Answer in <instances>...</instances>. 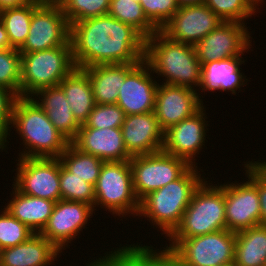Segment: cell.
<instances>
[{
    "label": "cell",
    "instance_id": "1",
    "mask_svg": "<svg viewBox=\"0 0 266 266\" xmlns=\"http://www.w3.org/2000/svg\"><path fill=\"white\" fill-rule=\"evenodd\" d=\"M76 68L117 63H139L145 58V38L132 26L109 14L70 25Z\"/></svg>",
    "mask_w": 266,
    "mask_h": 266
},
{
    "label": "cell",
    "instance_id": "2",
    "mask_svg": "<svg viewBox=\"0 0 266 266\" xmlns=\"http://www.w3.org/2000/svg\"><path fill=\"white\" fill-rule=\"evenodd\" d=\"M12 127L23 141L24 148L18 154L19 158H59L70 144L32 97L16 98L10 131L0 142V152L8 147L10 141L7 138Z\"/></svg>",
    "mask_w": 266,
    "mask_h": 266
},
{
    "label": "cell",
    "instance_id": "3",
    "mask_svg": "<svg viewBox=\"0 0 266 266\" xmlns=\"http://www.w3.org/2000/svg\"><path fill=\"white\" fill-rule=\"evenodd\" d=\"M152 73L163 83L197 90L201 83V64L195 46L169 39L160 30L145 39V58Z\"/></svg>",
    "mask_w": 266,
    "mask_h": 266
},
{
    "label": "cell",
    "instance_id": "4",
    "mask_svg": "<svg viewBox=\"0 0 266 266\" xmlns=\"http://www.w3.org/2000/svg\"><path fill=\"white\" fill-rule=\"evenodd\" d=\"M197 167L191 166L179 179L150 192L140 201L138 216L149 218L151 226L158 227L166 239L179 226L194 191L205 178Z\"/></svg>",
    "mask_w": 266,
    "mask_h": 266
},
{
    "label": "cell",
    "instance_id": "5",
    "mask_svg": "<svg viewBox=\"0 0 266 266\" xmlns=\"http://www.w3.org/2000/svg\"><path fill=\"white\" fill-rule=\"evenodd\" d=\"M152 254L168 266H222L234 262L236 233L223 229L191 238H167ZM166 247V248H165Z\"/></svg>",
    "mask_w": 266,
    "mask_h": 266
},
{
    "label": "cell",
    "instance_id": "6",
    "mask_svg": "<svg viewBox=\"0 0 266 266\" xmlns=\"http://www.w3.org/2000/svg\"><path fill=\"white\" fill-rule=\"evenodd\" d=\"M206 180L208 177L194 191L179 226L168 238H191L226 229L224 186Z\"/></svg>",
    "mask_w": 266,
    "mask_h": 266
},
{
    "label": "cell",
    "instance_id": "7",
    "mask_svg": "<svg viewBox=\"0 0 266 266\" xmlns=\"http://www.w3.org/2000/svg\"><path fill=\"white\" fill-rule=\"evenodd\" d=\"M72 44L32 53H21L20 96L31 97L38 90L58 86L74 69Z\"/></svg>",
    "mask_w": 266,
    "mask_h": 266
},
{
    "label": "cell",
    "instance_id": "8",
    "mask_svg": "<svg viewBox=\"0 0 266 266\" xmlns=\"http://www.w3.org/2000/svg\"><path fill=\"white\" fill-rule=\"evenodd\" d=\"M94 194L95 212L97 206L106 212L108 210L114 217L138 216L140 201L134 191L129 161L104 162L94 186Z\"/></svg>",
    "mask_w": 266,
    "mask_h": 266
},
{
    "label": "cell",
    "instance_id": "9",
    "mask_svg": "<svg viewBox=\"0 0 266 266\" xmlns=\"http://www.w3.org/2000/svg\"><path fill=\"white\" fill-rule=\"evenodd\" d=\"M246 163V164H245ZM248 179L238 183H223L226 229L234 233L260 225V199L257 191V163L244 162Z\"/></svg>",
    "mask_w": 266,
    "mask_h": 266
},
{
    "label": "cell",
    "instance_id": "10",
    "mask_svg": "<svg viewBox=\"0 0 266 266\" xmlns=\"http://www.w3.org/2000/svg\"><path fill=\"white\" fill-rule=\"evenodd\" d=\"M129 163L134 191L139 201L150 192L179 179L191 167L186 160L163 150L132 156Z\"/></svg>",
    "mask_w": 266,
    "mask_h": 266
},
{
    "label": "cell",
    "instance_id": "11",
    "mask_svg": "<svg viewBox=\"0 0 266 266\" xmlns=\"http://www.w3.org/2000/svg\"><path fill=\"white\" fill-rule=\"evenodd\" d=\"M70 25L56 0H44L32 13L30 29L20 53H32L65 45Z\"/></svg>",
    "mask_w": 266,
    "mask_h": 266
},
{
    "label": "cell",
    "instance_id": "12",
    "mask_svg": "<svg viewBox=\"0 0 266 266\" xmlns=\"http://www.w3.org/2000/svg\"><path fill=\"white\" fill-rule=\"evenodd\" d=\"M12 186L19 192L57 202L61 200L59 158H18Z\"/></svg>",
    "mask_w": 266,
    "mask_h": 266
},
{
    "label": "cell",
    "instance_id": "13",
    "mask_svg": "<svg viewBox=\"0 0 266 266\" xmlns=\"http://www.w3.org/2000/svg\"><path fill=\"white\" fill-rule=\"evenodd\" d=\"M93 213L95 215L94 208L88 203L61 199L55 203L52 214L40 234L63 252L62 250L68 248L75 237L81 234L80 231L86 228Z\"/></svg>",
    "mask_w": 266,
    "mask_h": 266
},
{
    "label": "cell",
    "instance_id": "14",
    "mask_svg": "<svg viewBox=\"0 0 266 266\" xmlns=\"http://www.w3.org/2000/svg\"><path fill=\"white\" fill-rule=\"evenodd\" d=\"M250 34L245 24L222 22L195 45L200 64L243 56L253 48Z\"/></svg>",
    "mask_w": 266,
    "mask_h": 266
},
{
    "label": "cell",
    "instance_id": "15",
    "mask_svg": "<svg viewBox=\"0 0 266 266\" xmlns=\"http://www.w3.org/2000/svg\"><path fill=\"white\" fill-rule=\"evenodd\" d=\"M222 22L206 4L183 6L160 31L173 41L195 46Z\"/></svg>",
    "mask_w": 266,
    "mask_h": 266
},
{
    "label": "cell",
    "instance_id": "16",
    "mask_svg": "<svg viewBox=\"0 0 266 266\" xmlns=\"http://www.w3.org/2000/svg\"><path fill=\"white\" fill-rule=\"evenodd\" d=\"M205 105L194 115L170 126L164 131L162 150L186 160L191 166H197L196 156L204 149L209 126L206 121ZM207 127V128H206ZM207 129V130H206Z\"/></svg>",
    "mask_w": 266,
    "mask_h": 266
},
{
    "label": "cell",
    "instance_id": "17",
    "mask_svg": "<svg viewBox=\"0 0 266 266\" xmlns=\"http://www.w3.org/2000/svg\"><path fill=\"white\" fill-rule=\"evenodd\" d=\"M152 74L148 63L142 60L126 75L116 103L125 116L154 112L159 82Z\"/></svg>",
    "mask_w": 266,
    "mask_h": 266
},
{
    "label": "cell",
    "instance_id": "18",
    "mask_svg": "<svg viewBox=\"0 0 266 266\" xmlns=\"http://www.w3.org/2000/svg\"><path fill=\"white\" fill-rule=\"evenodd\" d=\"M200 95L192 88L161 82L154 110L160 127L165 131L198 112L204 106Z\"/></svg>",
    "mask_w": 266,
    "mask_h": 266
},
{
    "label": "cell",
    "instance_id": "19",
    "mask_svg": "<svg viewBox=\"0 0 266 266\" xmlns=\"http://www.w3.org/2000/svg\"><path fill=\"white\" fill-rule=\"evenodd\" d=\"M121 131L126 150L131 156L152 154L163 148L164 130L155 112L125 116Z\"/></svg>",
    "mask_w": 266,
    "mask_h": 266
},
{
    "label": "cell",
    "instance_id": "20",
    "mask_svg": "<svg viewBox=\"0 0 266 266\" xmlns=\"http://www.w3.org/2000/svg\"><path fill=\"white\" fill-rule=\"evenodd\" d=\"M81 152L108 161H129L121 128L80 127L76 137L70 142Z\"/></svg>",
    "mask_w": 266,
    "mask_h": 266
},
{
    "label": "cell",
    "instance_id": "21",
    "mask_svg": "<svg viewBox=\"0 0 266 266\" xmlns=\"http://www.w3.org/2000/svg\"><path fill=\"white\" fill-rule=\"evenodd\" d=\"M245 61L242 56H234L201 65V83L197 89L198 94L199 91L205 94L206 91L221 90L236 95V91H241V86L244 87L249 81L241 72L240 66L245 65Z\"/></svg>",
    "mask_w": 266,
    "mask_h": 266
},
{
    "label": "cell",
    "instance_id": "22",
    "mask_svg": "<svg viewBox=\"0 0 266 266\" xmlns=\"http://www.w3.org/2000/svg\"><path fill=\"white\" fill-rule=\"evenodd\" d=\"M60 252L41 234H33L27 241L0 250V266H50Z\"/></svg>",
    "mask_w": 266,
    "mask_h": 266
},
{
    "label": "cell",
    "instance_id": "23",
    "mask_svg": "<svg viewBox=\"0 0 266 266\" xmlns=\"http://www.w3.org/2000/svg\"><path fill=\"white\" fill-rule=\"evenodd\" d=\"M31 97L46 113L54 127L71 142L81 125L74 118L63 89L59 85L46 87Z\"/></svg>",
    "mask_w": 266,
    "mask_h": 266
},
{
    "label": "cell",
    "instance_id": "24",
    "mask_svg": "<svg viewBox=\"0 0 266 266\" xmlns=\"http://www.w3.org/2000/svg\"><path fill=\"white\" fill-rule=\"evenodd\" d=\"M138 63H117L90 66L83 70L87 73L92 86L96 104H116L119 88L126 75Z\"/></svg>",
    "mask_w": 266,
    "mask_h": 266
},
{
    "label": "cell",
    "instance_id": "25",
    "mask_svg": "<svg viewBox=\"0 0 266 266\" xmlns=\"http://www.w3.org/2000/svg\"><path fill=\"white\" fill-rule=\"evenodd\" d=\"M12 187L11 200L5 204L7 206H4V209L25 224L34 234H40L56 202L22 194L14 186Z\"/></svg>",
    "mask_w": 266,
    "mask_h": 266
},
{
    "label": "cell",
    "instance_id": "26",
    "mask_svg": "<svg viewBox=\"0 0 266 266\" xmlns=\"http://www.w3.org/2000/svg\"><path fill=\"white\" fill-rule=\"evenodd\" d=\"M59 86L66 95L74 118L80 125L84 124L96 105L87 73L83 69L75 68Z\"/></svg>",
    "mask_w": 266,
    "mask_h": 266
},
{
    "label": "cell",
    "instance_id": "27",
    "mask_svg": "<svg viewBox=\"0 0 266 266\" xmlns=\"http://www.w3.org/2000/svg\"><path fill=\"white\" fill-rule=\"evenodd\" d=\"M234 264L266 266V226L258 225L236 233Z\"/></svg>",
    "mask_w": 266,
    "mask_h": 266
},
{
    "label": "cell",
    "instance_id": "28",
    "mask_svg": "<svg viewBox=\"0 0 266 266\" xmlns=\"http://www.w3.org/2000/svg\"><path fill=\"white\" fill-rule=\"evenodd\" d=\"M43 1L31 0L23 6L0 12V19L10 41V48L19 49L24 44L30 29L32 13Z\"/></svg>",
    "mask_w": 266,
    "mask_h": 266
},
{
    "label": "cell",
    "instance_id": "29",
    "mask_svg": "<svg viewBox=\"0 0 266 266\" xmlns=\"http://www.w3.org/2000/svg\"><path fill=\"white\" fill-rule=\"evenodd\" d=\"M59 159L61 164L73 174V176H78L93 186H95L102 165L105 162L96 156L81 152L71 143L59 156Z\"/></svg>",
    "mask_w": 266,
    "mask_h": 266
},
{
    "label": "cell",
    "instance_id": "30",
    "mask_svg": "<svg viewBox=\"0 0 266 266\" xmlns=\"http://www.w3.org/2000/svg\"><path fill=\"white\" fill-rule=\"evenodd\" d=\"M108 14L132 26L145 39L158 31L147 19L140 2L133 0H111Z\"/></svg>",
    "mask_w": 266,
    "mask_h": 266
},
{
    "label": "cell",
    "instance_id": "31",
    "mask_svg": "<svg viewBox=\"0 0 266 266\" xmlns=\"http://www.w3.org/2000/svg\"><path fill=\"white\" fill-rule=\"evenodd\" d=\"M137 242V245L134 243L128 244L127 246H122L120 244L119 248L117 247L114 251H106L104 253V256H100L99 258H96V260L93 258L86 263V266H137L138 263L148 254L152 253L153 249L156 248L152 245L148 246L139 244ZM141 245V246H140ZM122 246V247H121ZM109 253V254H108ZM106 254V255H105ZM93 260V261H92ZM84 265V266H85ZM68 266V265H67ZM72 266V265H70Z\"/></svg>",
    "mask_w": 266,
    "mask_h": 266
},
{
    "label": "cell",
    "instance_id": "32",
    "mask_svg": "<svg viewBox=\"0 0 266 266\" xmlns=\"http://www.w3.org/2000/svg\"><path fill=\"white\" fill-rule=\"evenodd\" d=\"M62 7L66 19L74 22L108 14L111 0H56Z\"/></svg>",
    "mask_w": 266,
    "mask_h": 266
},
{
    "label": "cell",
    "instance_id": "33",
    "mask_svg": "<svg viewBox=\"0 0 266 266\" xmlns=\"http://www.w3.org/2000/svg\"><path fill=\"white\" fill-rule=\"evenodd\" d=\"M224 22H239L256 15L258 8L250 0H207L205 3Z\"/></svg>",
    "mask_w": 266,
    "mask_h": 266
},
{
    "label": "cell",
    "instance_id": "34",
    "mask_svg": "<svg viewBox=\"0 0 266 266\" xmlns=\"http://www.w3.org/2000/svg\"><path fill=\"white\" fill-rule=\"evenodd\" d=\"M60 192L61 199L80 201L95 205L94 186L78 176H73L60 161Z\"/></svg>",
    "mask_w": 266,
    "mask_h": 266
},
{
    "label": "cell",
    "instance_id": "35",
    "mask_svg": "<svg viewBox=\"0 0 266 266\" xmlns=\"http://www.w3.org/2000/svg\"><path fill=\"white\" fill-rule=\"evenodd\" d=\"M21 53L15 48L0 50V86L20 96Z\"/></svg>",
    "mask_w": 266,
    "mask_h": 266
},
{
    "label": "cell",
    "instance_id": "36",
    "mask_svg": "<svg viewBox=\"0 0 266 266\" xmlns=\"http://www.w3.org/2000/svg\"><path fill=\"white\" fill-rule=\"evenodd\" d=\"M0 212V250L21 244L34 234L4 208Z\"/></svg>",
    "mask_w": 266,
    "mask_h": 266
},
{
    "label": "cell",
    "instance_id": "37",
    "mask_svg": "<svg viewBox=\"0 0 266 266\" xmlns=\"http://www.w3.org/2000/svg\"><path fill=\"white\" fill-rule=\"evenodd\" d=\"M125 113L117 104H96L88 120L80 127L121 128Z\"/></svg>",
    "mask_w": 266,
    "mask_h": 266
},
{
    "label": "cell",
    "instance_id": "38",
    "mask_svg": "<svg viewBox=\"0 0 266 266\" xmlns=\"http://www.w3.org/2000/svg\"><path fill=\"white\" fill-rule=\"evenodd\" d=\"M147 19L160 30L179 9L176 0H140Z\"/></svg>",
    "mask_w": 266,
    "mask_h": 266
},
{
    "label": "cell",
    "instance_id": "39",
    "mask_svg": "<svg viewBox=\"0 0 266 266\" xmlns=\"http://www.w3.org/2000/svg\"><path fill=\"white\" fill-rule=\"evenodd\" d=\"M17 97L11 90L0 86V142L10 131L13 106Z\"/></svg>",
    "mask_w": 266,
    "mask_h": 266
},
{
    "label": "cell",
    "instance_id": "40",
    "mask_svg": "<svg viewBox=\"0 0 266 266\" xmlns=\"http://www.w3.org/2000/svg\"><path fill=\"white\" fill-rule=\"evenodd\" d=\"M257 191L260 199V225L266 226V172L257 164Z\"/></svg>",
    "mask_w": 266,
    "mask_h": 266
},
{
    "label": "cell",
    "instance_id": "41",
    "mask_svg": "<svg viewBox=\"0 0 266 266\" xmlns=\"http://www.w3.org/2000/svg\"><path fill=\"white\" fill-rule=\"evenodd\" d=\"M137 266H168L163 260L156 258L152 253H148Z\"/></svg>",
    "mask_w": 266,
    "mask_h": 266
},
{
    "label": "cell",
    "instance_id": "42",
    "mask_svg": "<svg viewBox=\"0 0 266 266\" xmlns=\"http://www.w3.org/2000/svg\"><path fill=\"white\" fill-rule=\"evenodd\" d=\"M31 0H0V12L6 9L23 6Z\"/></svg>",
    "mask_w": 266,
    "mask_h": 266
},
{
    "label": "cell",
    "instance_id": "43",
    "mask_svg": "<svg viewBox=\"0 0 266 266\" xmlns=\"http://www.w3.org/2000/svg\"><path fill=\"white\" fill-rule=\"evenodd\" d=\"M10 47V41L8 38V34L5 30L4 24L0 19V50L6 49Z\"/></svg>",
    "mask_w": 266,
    "mask_h": 266
},
{
    "label": "cell",
    "instance_id": "44",
    "mask_svg": "<svg viewBox=\"0 0 266 266\" xmlns=\"http://www.w3.org/2000/svg\"><path fill=\"white\" fill-rule=\"evenodd\" d=\"M179 7L192 6V5H202L205 4L207 0H176Z\"/></svg>",
    "mask_w": 266,
    "mask_h": 266
},
{
    "label": "cell",
    "instance_id": "45",
    "mask_svg": "<svg viewBox=\"0 0 266 266\" xmlns=\"http://www.w3.org/2000/svg\"><path fill=\"white\" fill-rule=\"evenodd\" d=\"M255 162L266 172V161L265 160L261 161V159L260 160L258 159Z\"/></svg>",
    "mask_w": 266,
    "mask_h": 266
},
{
    "label": "cell",
    "instance_id": "46",
    "mask_svg": "<svg viewBox=\"0 0 266 266\" xmlns=\"http://www.w3.org/2000/svg\"><path fill=\"white\" fill-rule=\"evenodd\" d=\"M257 8L258 10L260 9L259 8V0H250Z\"/></svg>",
    "mask_w": 266,
    "mask_h": 266
},
{
    "label": "cell",
    "instance_id": "47",
    "mask_svg": "<svg viewBox=\"0 0 266 266\" xmlns=\"http://www.w3.org/2000/svg\"><path fill=\"white\" fill-rule=\"evenodd\" d=\"M222 266H236V265L234 264V262H232V263H229V264H226V265H222Z\"/></svg>",
    "mask_w": 266,
    "mask_h": 266
},
{
    "label": "cell",
    "instance_id": "48",
    "mask_svg": "<svg viewBox=\"0 0 266 266\" xmlns=\"http://www.w3.org/2000/svg\"><path fill=\"white\" fill-rule=\"evenodd\" d=\"M263 2H265L264 0H259V6L261 7V5H265V3H263ZM262 3V4H261ZM261 4V5H260Z\"/></svg>",
    "mask_w": 266,
    "mask_h": 266
}]
</instances>
